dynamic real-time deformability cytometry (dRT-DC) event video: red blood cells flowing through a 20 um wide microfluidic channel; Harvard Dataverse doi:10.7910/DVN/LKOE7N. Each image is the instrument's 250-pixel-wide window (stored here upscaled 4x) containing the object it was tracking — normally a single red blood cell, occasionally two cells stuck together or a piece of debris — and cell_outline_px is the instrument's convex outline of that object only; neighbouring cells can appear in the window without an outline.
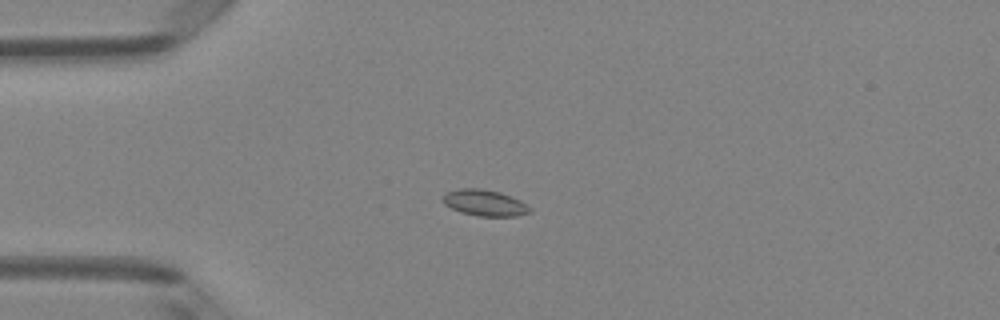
{"species": "Egyptian fruit bat (a non-hibernating species)", "species_latin": "Rousettus aegyptiacus", "temperature_condition": "room temperature", "stored_images_in_passage": 6, "camera_frame_rate_fps": 3000, "um_per_image_px": 0.085, "animal": {"sex": "female"}, "frame": {"image": 1, "passage_image": 3, "time_ms": 0.667, "image_size_px": [1000, 320], "cell_outline_px": [[532, 212], [516, 216], [480, 216], [460, 212], [444, 204], [440, 200], [440, 196], [448, 192], [460, 188], [480, 188], [500, 192], [512, 196], [520, 200], [532, 208]], "centroid_in_image_um": [41.19, 17.23], "position_along_channel_um": 43.8, "area_um2": 13.47}}
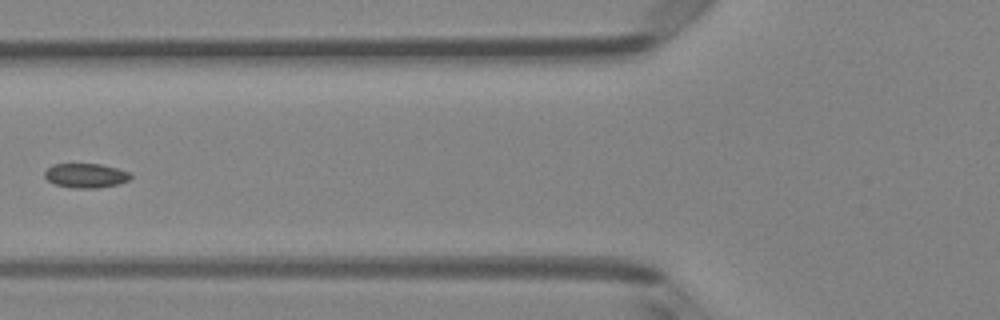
{"frame": {"image": 2, "passage_image": 5, "time_ms": 1.333, "image_size_px": [1000, 320], "cell_outline_px": [[132, 176], [128, 180], [116, 184], [96, 188], [72, 188], [56, 184], [48, 180], [44, 176], [44, 172], [52, 164], [100, 164], [116, 168], [128, 172]], "centroid_in_image_um": [7.26, 14.92], "position_along_channel_um": 118.5, "area_um2": 12.02}}
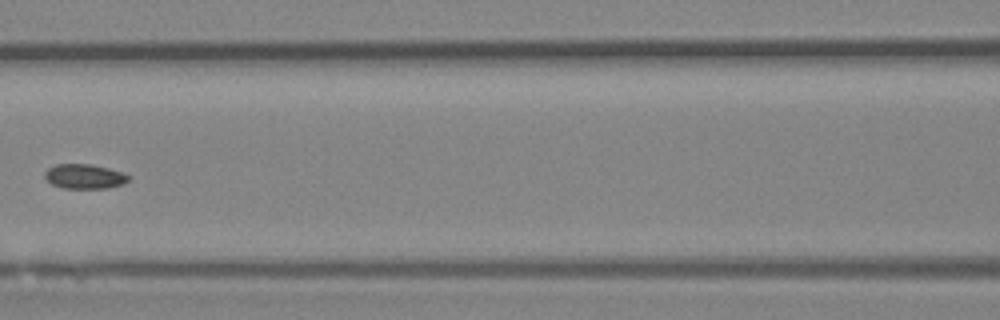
{"frame": {"image": 3, "passage_image": 6, "time_ms": 1.667, "image_size_px": [1000, 320], "cell_outline_px": [[128, 180], [124, 184], [108, 188], [64, 188], [52, 184], [44, 176], [44, 172], [48, 168], [56, 164], [92, 164], [108, 168], [120, 172], [128, 176]], "centroid_in_image_um": [7.16, 14.99], "position_along_channel_um": 159.4, "area_um2": 11.91}}